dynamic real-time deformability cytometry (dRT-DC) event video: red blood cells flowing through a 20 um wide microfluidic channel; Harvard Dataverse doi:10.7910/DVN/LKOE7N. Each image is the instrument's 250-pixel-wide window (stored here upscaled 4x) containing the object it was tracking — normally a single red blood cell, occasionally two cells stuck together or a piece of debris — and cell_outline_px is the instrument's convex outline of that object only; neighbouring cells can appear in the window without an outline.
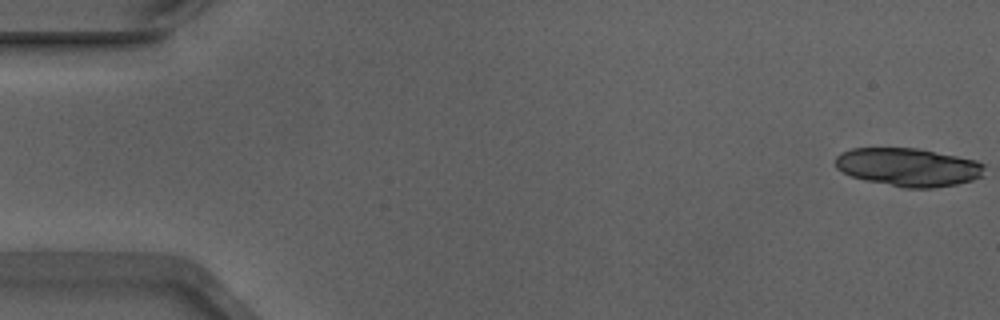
{"species": "Egyptian fruit bat (a non-hibernating species)", "species_latin": "Rousettus aegyptiacus", "temperature_condition": "warm", "stored_images_in_passage": 13, "camera_frame_rate_fps": 3000, "um_per_image_px": 0.085, "animal": {"sex": "male"}, "frame": {"image": 1, "passage_image": 1, "time_ms": 0.0, "image_size_px": [1000, 320], "cell_outline_px": [[984, 176], [972, 180], [956, 184], [932, 188], [904, 188], [868, 180], [852, 176], [836, 168], [836, 156], [840, 152], [852, 148], [916, 148], [976, 160], [984, 164]], "centroid_in_image_um": [77.22, 14.2], "position_along_channel_um": 7.8, "area_um2": 33.06}}